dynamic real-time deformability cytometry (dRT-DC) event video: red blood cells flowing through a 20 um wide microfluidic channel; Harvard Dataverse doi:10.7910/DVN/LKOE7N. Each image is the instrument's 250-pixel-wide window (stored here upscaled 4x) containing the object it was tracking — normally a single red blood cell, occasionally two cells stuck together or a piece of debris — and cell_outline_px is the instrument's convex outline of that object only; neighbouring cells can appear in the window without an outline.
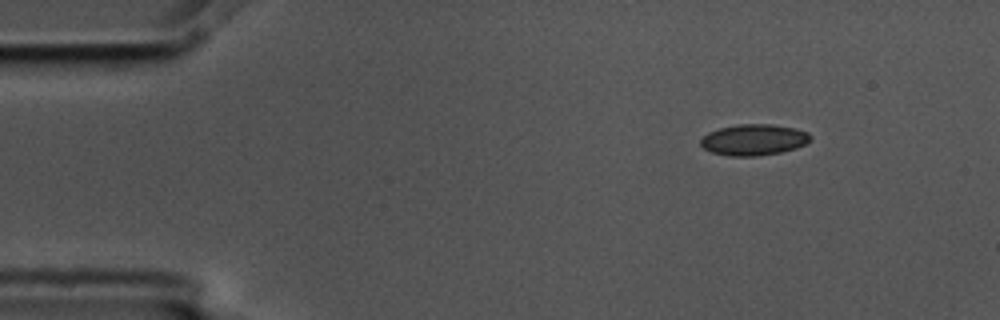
{"species": "common noctule bat (a hibernating species)", "species_latin": "Nyctalus noctula", "temperature_condition": "cold", "stored_images_in_passage": 3, "camera_frame_rate_fps": 3000, "um_per_image_px": 0.085, "animal": {"sex": "male", "body_mass_g": 17.5, "forearm_length_mm": 52.3}, "frame": {"image": 1, "passage_image": 1, "time_ms": 0.0, "image_size_px": [1000, 320], "cell_outline_px": [[812, 136], [804, 144], [796, 148], [780, 152], [760, 156], [728, 156], [712, 152], [704, 148], [700, 144], [700, 140], [708, 132], [720, 128], [736, 124], [772, 124], [792, 128], [808, 132]], "centroid_in_image_um": [64.05, 11.88], "position_along_channel_um": 21.0, "area_um2": 19.83}}
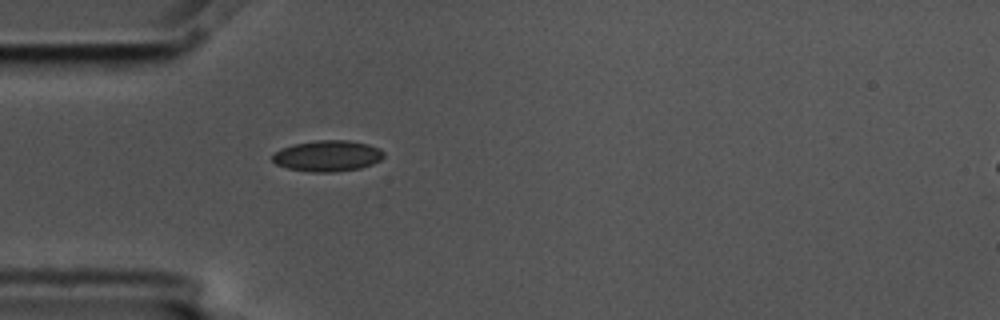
{"frame": {"image": 2, "passage_image": 3, "time_ms": 0.667, "image_size_px": [1000, 320], "cell_outline_px": [[384, 156], [380, 160], [372, 164], [360, 168], [336, 172], [312, 172], [288, 168], [276, 164], [272, 160], [272, 156], [280, 148], [292, 144], [316, 140], [348, 140], [368, 144], [380, 148], [384, 152]], "centroid_in_image_um": [27.84, 13.24], "position_along_channel_um": 57.2, "area_um2": 20.23}}